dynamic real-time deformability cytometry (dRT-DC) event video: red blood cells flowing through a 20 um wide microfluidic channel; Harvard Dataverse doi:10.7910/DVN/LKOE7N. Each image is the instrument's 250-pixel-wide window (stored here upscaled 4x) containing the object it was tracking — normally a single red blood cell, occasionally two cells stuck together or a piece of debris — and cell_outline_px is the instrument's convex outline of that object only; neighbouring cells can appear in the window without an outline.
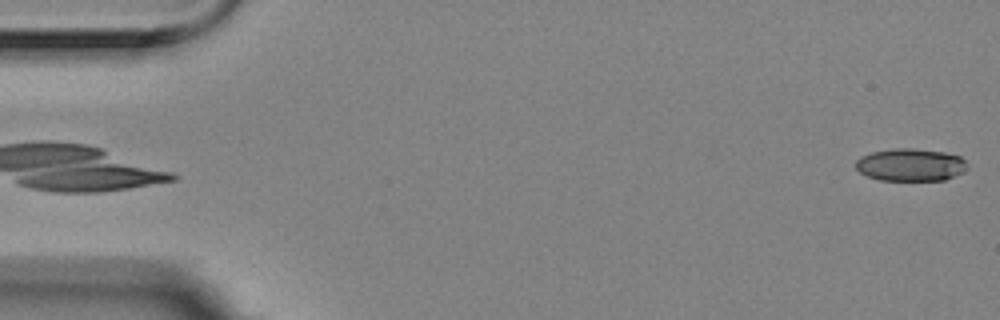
{"species": "Egyptian fruit bat (a non-hibernating species)", "species_latin": "Rousettus aegyptiacus", "temperature_condition": "room temperature", "stored_images_in_passage": 4, "camera_frame_rate_fps": 3000, "um_per_image_px": 0.085, "animal": {"sex": "female"}, "frame": {"image": 1, "passage_image": 4, "time_ms": 1.0, "image_size_px": [1000, 320], "cell_outline_px": [[968, 168], [964, 172], [944, 180], [880, 180], [868, 176], [860, 172], [856, 168], [856, 160], [860, 156], [872, 152], [892, 148], [912, 148], [944, 152], [960, 156], [964, 160]], "centroid_in_image_um": [77.4, 14.0], "position_along_channel_um": 7.6, "area_um2": 21.21}}